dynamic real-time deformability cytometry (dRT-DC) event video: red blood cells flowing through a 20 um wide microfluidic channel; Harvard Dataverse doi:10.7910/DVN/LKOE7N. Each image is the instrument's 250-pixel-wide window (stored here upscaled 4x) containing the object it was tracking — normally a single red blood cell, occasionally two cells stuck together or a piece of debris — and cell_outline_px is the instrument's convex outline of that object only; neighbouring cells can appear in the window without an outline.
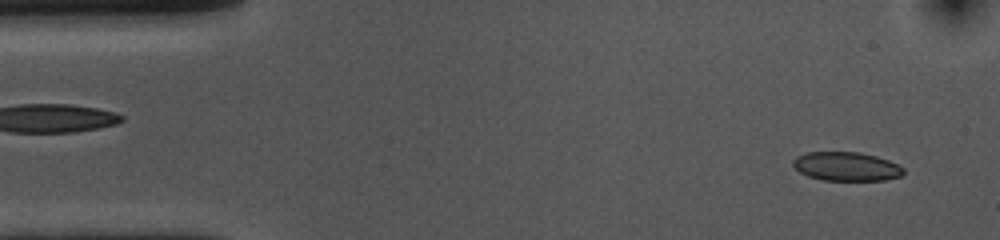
{"species": "common noctule bat (a hibernating species)", "species_latin": "Nyctalus noctula", "temperature_condition": "cold", "stored_images_in_passage": 52, "camera_frame_rate_fps": 3000, "um_per_image_px": 0.085, "animal": {"sex": "female", "body_mass_g": 10.0, "forearm_length_mm": 53.1}, "frame": {"image": 1, "passage_image": 2, "time_ms": 0.333, "image_size_px": [1000, 240], "cell_outline_px": [[904, 172], [900, 176], [884, 180], [824, 180], [808, 176], [800, 172], [792, 164], [792, 160], [796, 156], [808, 152], [860, 152], [876, 156], [888, 160], [904, 168]], "centroid_in_image_um": [71.92, 14.14], "position_along_channel_um": 13.1, "area_um2": 18.5}}
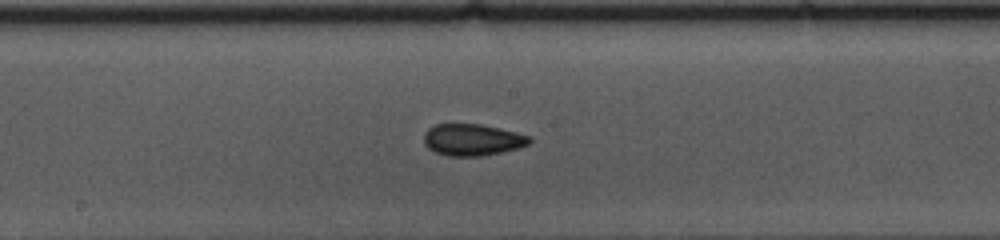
{"frame": {"image": 2, "passage_image": 25, "time_ms": 8.0, "image_size_px": [1000, 240], "cell_outline_px": [[532, 140], [528, 144], [516, 148], [500, 152], [480, 156], [448, 156], [436, 152], [428, 148], [424, 144], [424, 132], [428, 128], [436, 124], [480, 124], [516, 132], [532, 136]], "centroid_in_image_um": [40.13, 11.87], "position_along_channel_um": 208.1, "area_um2": 19.42}}
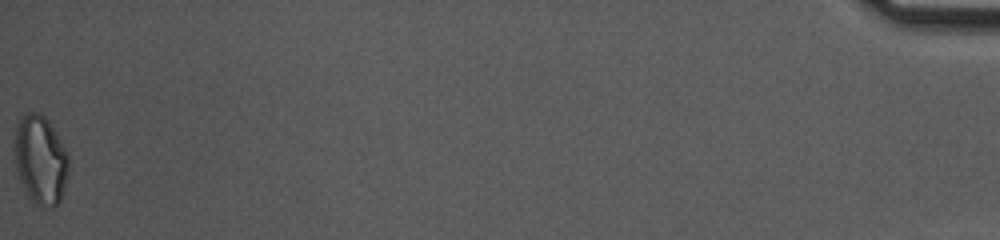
{"frame": {"image": 3, "passage_image": 52, "time_ms": 17.0, "image_size_px": [1000, 240], "cell_outline_px": [[68, 176], [60, 200], [52, 208], [40, 208], [28, 196], [20, 180], [16, 168], [12, 148], [16, 128], [20, 120], [28, 112], [40, 112], [48, 120], [56, 132], [68, 152]], "centroid_in_image_um": [3.43, 13.59], "position_along_channel_um": 431.8, "area_um2": 28.38}, "authors_computed_cell_mechanics": {"area_um2": 19.5364, "velocity_mm_per_s": 3.6759, "shape_relaxation_time_tau1_ms": 10.6882, "shape_relaxation_time_tau2_ms": 3.2569, "deformation_change_tau1": 0.1549, "deformation_change_tau2": 0.0876}}